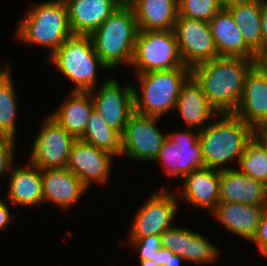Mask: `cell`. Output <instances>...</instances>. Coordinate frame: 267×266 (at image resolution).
<instances>
[{
  "label": "cell",
  "instance_id": "cell-20",
  "mask_svg": "<svg viewBox=\"0 0 267 266\" xmlns=\"http://www.w3.org/2000/svg\"><path fill=\"white\" fill-rule=\"evenodd\" d=\"M233 114L254 130L267 122V74L257 63L246 74L243 94Z\"/></svg>",
  "mask_w": 267,
  "mask_h": 266
},
{
  "label": "cell",
  "instance_id": "cell-5",
  "mask_svg": "<svg viewBox=\"0 0 267 266\" xmlns=\"http://www.w3.org/2000/svg\"><path fill=\"white\" fill-rule=\"evenodd\" d=\"M190 76L191 68L135 74L138 85L132 81L134 111L163 119L162 116L175 111L181 87Z\"/></svg>",
  "mask_w": 267,
  "mask_h": 266
},
{
  "label": "cell",
  "instance_id": "cell-12",
  "mask_svg": "<svg viewBox=\"0 0 267 266\" xmlns=\"http://www.w3.org/2000/svg\"><path fill=\"white\" fill-rule=\"evenodd\" d=\"M116 78L108 76L103 84L89 92L94 109L108 126L122 134L128 118L134 112L133 86L132 81L121 86Z\"/></svg>",
  "mask_w": 267,
  "mask_h": 266
},
{
  "label": "cell",
  "instance_id": "cell-14",
  "mask_svg": "<svg viewBox=\"0 0 267 266\" xmlns=\"http://www.w3.org/2000/svg\"><path fill=\"white\" fill-rule=\"evenodd\" d=\"M160 237L162 248L170 249L189 264L207 266L218 263V259L222 257V250L220 251L216 243L201 232L193 231L188 227L175 224L172 228L165 230Z\"/></svg>",
  "mask_w": 267,
  "mask_h": 266
},
{
  "label": "cell",
  "instance_id": "cell-38",
  "mask_svg": "<svg viewBox=\"0 0 267 266\" xmlns=\"http://www.w3.org/2000/svg\"><path fill=\"white\" fill-rule=\"evenodd\" d=\"M254 136L267 147V122L261 123L254 130Z\"/></svg>",
  "mask_w": 267,
  "mask_h": 266
},
{
  "label": "cell",
  "instance_id": "cell-15",
  "mask_svg": "<svg viewBox=\"0 0 267 266\" xmlns=\"http://www.w3.org/2000/svg\"><path fill=\"white\" fill-rule=\"evenodd\" d=\"M114 158L116 159L102 149L76 140L71 146L66 168L90 189L95 184L99 186L107 184L111 177Z\"/></svg>",
  "mask_w": 267,
  "mask_h": 266
},
{
  "label": "cell",
  "instance_id": "cell-10",
  "mask_svg": "<svg viewBox=\"0 0 267 266\" xmlns=\"http://www.w3.org/2000/svg\"><path fill=\"white\" fill-rule=\"evenodd\" d=\"M161 118L135 111L128 118L121 134V156L133 162L153 163L167 138L159 127Z\"/></svg>",
  "mask_w": 267,
  "mask_h": 266
},
{
  "label": "cell",
  "instance_id": "cell-3",
  "mask_svg": "<svg viewBox=\"0 0 267 266\" xmlns=\"http://www.w3.org/2000/svg\"><path fill=\"white\" fill-rule=\"evenodd\" d=\"M216 120V121H215ZM200 130L199 141L205 167L218 170L234 168L254 136V129L233 113L218 114ZM229 165V166H228Z\"/></svg>",
  "mask_w": 267,
  "mask_h": 266
},
{
  "label": "cell",
  "instance_id": "cell-1",
  "mask_svg": "<svg viewBox=\"0 0 267 266\" xmlns=\"http://www.w3.org/2000/svg\"><path fill=\"white\" fill-rule=\"evenodd\" d=\"M255 64L256 59L218 57L194 66L191 75L218 114L234 113L243 94L246 74Z\"/></svg>",
  "mask_w": 267,
  "mask_h": 266
},
{
  "label": "cell",
  "instance_id": "cell-13",
  "mask_svg": "<svg viewBox=\"0 0 267 266\" xmlns=\"http://www.w3.org/2000/svg\"><path fill=\"white\" fill-rule=\"evenodd\" d=\"M174 33L185 66H194L220 57L209 22L178 17Z\"/></svg>",
  "mask_w": 267,
  "mask_h": 266
},
{
  "label": "cell",
  "instance_id": "cell-4",
  "mask_svg": "<svg viewBox=\"0 0 267 266\" xmlns=\"http://www.w3.org/2000/svg\"><path fill=\"white\" fill-rule=\"evenodd\" d=\"M139 32L128 3H122L90 36L95 52L109 71L130 68ZM123 65V66H122Z\"/></svg>",
  "mask_w": 267,
  "mask_h": 266
},
{
  "label": "cell",
  "instance_id": "cell-21",
  "mask_svg": "<svg viewBox=\"0 0 267 266\" xmlns=\"http://www.w3.org/2000/svg\"><path fill=\"white\" fill-rule=\"evenodd\" d=\"M185 128L202 130L218 115L209 104L201 85L191 75L182 85L175 107Z\"/></svg>",
  "mask_w": 267,
  "mask_h": 266
},
{
  "label": "cell",
  "instance_id": "cell-33",
  "mask_svg": "<svg viewBox=\"0 0 267 266\" xmlns=\"http://www.w3.org/2000/svg\"><path fill=\"white\" fill-rule=\"evenodd\" d=\"M16 144V140L12 138L0 137V179L3 178L2 176L5 177V174L7 176L12 165L16 163L14 161L16 159L15 153H17Z\"/></svg>",
  "mask_w": 267,
  "mask_h": 266
},
{
  "label": "cell",
  "instance_id": "cell-40",
  "mask_svg": "<svg viewBox=\"0 0 267 266\" xmlns=\"http://www.w3.org/2000/svg\"><path fill=\"white\" fill-rule=\"evenodd\" d=\"M225 2L267 4V0H225Z\"/></svg>",
  "mask_w": 267,
  "mask_h": 266
},
{
  "label": "cell",
  "instance_id": "cell-28",
  "mask_svg": "<svg viewBox=\"0 0 267 266\" xmlns=\"http://www.w3.org/2000/svg\"><path fill=\"white\" fill-rule=\"evenodd\" d=\"M264 4L224 2L245 43L256 53L261 48V9Z\"/></svg>",
  "mask_w": 267,
  "mask_h": 266
},
{
  "label": "cell",
  "instance_id": "cell-27",
  "mask_svg": "<svg viewBox=\"0 0 267 266\" xmlns=\"http://www.w3.org/2000/svg\"><path fill=\"white\" fill-rule=\"evenodd\" d=\"M13 65L0 62V137L17 140V119L19 116V95L13 85ZM16 138V139H15Z\"/></svg>",
  "mask_w": 267,
  "mask_h": 266
},
{
  "label": "cell",
  "instance_id": "cell-39",
  "mask_svg": "<svg viewBox=\"0 0 267 266\" xmlns=\"http://www.w3.org/2000/svg\"><path fill=\"white\" fill-rule=\"evenodd\" d=\"M256 63L267 74V54L261 55Z\"/></svg>",
  "mask_w": 267,
  "mask_h": 266
},
{
  "label": "cell",
  "instance_id": "cell-24",
  "mask_svg": "<svg viewBox=\"0 0 267 266\" xmlns=\"http://www.w3.org/2000/svg\"><path fill=\"white\" fill-rule=\"evenodd\" d=\"M209 25L220 57L256 59L255 52L245 43L240 27L225 6L209 21Z\"/></svg>",
  "mask_w": 267,
  "mask_h": 266
},
{
  "label": "cell",
  "instance_id": "cell-41",
  "mask_svg": "<svg viewBox=\"0 0 267 266\" xmlns=\"http://www.w3.org/2000/svg\"><path fill=\"white\" fill-rule=\"evenodd\" d=\"M140 266H158L154 261L139 259Z\"/></svg>",
  "mask_w": 267,
  "mask_h": 266
},
{
  "label": "cell",
  "instance_id": "cell-23",
  "mask_svg": "<svg viewBox=\"0 0 267 266\" xmlns=\"http://www.w3.org/2000/svg\"><path fill=\"white\" fill-rule=\"evenodd\" d=\"M264 208L265 206L242 203H218L210 215L219 225H223L226 231L248 242L257 233Z\"/></svg>",
  "mask_w": 267,
  "mask_h": 266
},
{
  "label": "cell",
  "instance_id": "cell-22",
  "mask_svg": "<svg viewBox=\"0 0 267 266\" xmlns=\"http://www.w3.org/2000/svg\"><path fill=\"white\" fill-rule=\"evenodd\" d=\"M73 35H91L122 4L120 0H64Z\"/></svg>",
  "mask_w": 267,
  "mask_h": 266
},
{
  "label": "cell",
  "instance_id": "cell-37",
  "mask_svg": "<svg viewBox=\"0 0 267 266\" xmlns=\"http://www.w3.org/2000/svg\"><path fill=\"white\" fill-rule=\"evenodd\" d=\"M261 32H262L261 48L255 53L256 60L261 55L267 54V4H264L261 9Z\"/></svg>",
  "mask_w": 267,
  "mask_h": 266
},
{
  "label": "cell",
  "instance_id": "cell-6",
  "mask_svg": "<svg viewBox=\"0 0 267 266\" xmlns=\"http://www.w3.org/2000/svg\"><path fill=\"white\" fill-rule=\"evenodd\" d=\"M47 62L73 84L72 91H90L107 80H97L98 70L107 72L109 68L96 54L90 35H72L47 59Z\"/></svg>",
  "mask_w": 267,
  "mask_h": 266
},
{
  "label": "cell",
  "instance_id": "cell-2",
  "mask_svg": "<svg viewBox=\"0 0 267 266\" xmlns=\"http://www.w3.org/2000/svg\"><path fill=\"white\" fill-rule=\"evenodd\" d=\"M14 39L24 45L47 48L48 59L73 35L64 0L32 3L16 24Z\"/></svg>",
  "mask_w": 267,
  "mask_h": 266
},
{
  "label": "cell",
  "instance_id": "cell-36",
  "mask_svg": "<svg viewBox=\"0 0 267 266\" xmlns=\"http://www.w3.org/2000/svg\"><path fill=\"white\" fill-rule=\"evenodd\" d=\"M10 205L11 204L5 198H0V232L3 231L5 228L9 227L8 225L12 224V221L13 223L15 222L14 217H18L17 214H11L10 209H12L13 207H10Z\"/></svg>",
  "mask_w": 267,
  "mask_h": 266
},
{
  "label": "cell",
  "instance_id": "cell-17",
  "mask_svg": "<svg viewBox=\"0 0 267 266\" xmlns=\"http://www.w3.org/2000/svg\"><path fill=\"white\" fill-rule=\"evenodd\" d=\"M44 204L51 203L68 213L89 189L67 168L41 170Z\"/></svg>",
  "mask_w": 267,
  "mask_h": 266
},
{
  "label": "cell",
  "instance_id": "cell-34",
  "mask_svg": "<svg viewBox=\"0 0 267 266\" xmlns=\"http://www.w3.org/2000/svg\"><path fill=\"white\" fill-rule=\"evenodd\" d=\"M250 242L255 244L258 253L267 259V205L262 212L257 233Z\"/></svg>",
  "mask_w": 267,
  "mask_h": 266
},
{
  "label": "cell",
  "instance_id": "cell-35",
  "mask_svg": "<svg viewBox=\"0 0 267 266\" xmlns=\"http://www.w3.org/2000/svg\"><path fill=\"white\" fill-rule=\"evenodd\" d=\"M154 262L158 266H182L186 261L178 254H174L170 249L161 247L158 249V254H156Z\"/></svg>",
  "mask_w": 267,
  "mask_h": 266
},
{
  "label": "cell",
  "instance_id": "cell-31",
  "mask_svg": "<svg viewBox=\"0 0 267 266\" xmlns=\"http://www.w3.org/2000/svg\"><path fill=\"white\" fill-rule=\"evenodd\" d=\"M225 0H178V17L209 22Z\"/></svg>",
  "mask_w": 267,
  "mask_h": 266
},
{
  "label": "cell",
  "instance_id": "cell-26",
  "mask_svg": "<svg viewBox=\"0 0 267 266\" xmlns=\"http://www.w3.org/2000/svg\"><path fill=\"white\" fill-rule=\"evenodd\" d=\"M142 31L173 30L178 18V0H131L128 3Z\"/></svg>",
  "mask_w": 267,
  "mask_h": 266
},
{
  "label": "cell",
  "instance_id": "cell-11",
  "mask_svg": "<svg viewBox=\"0 0 267 266\" xmlns=\"http://www.w3.org/2000/svg\"><path fill=\"white\" fill-rule=\"evenodd\" d=\"M31 142L28 161L39 169L66 168L70 149L76 139L49 114Z\"/></svg>",
  "mask_w": 267,
  "mask_h": 266
},
{
  "label": "cell",
  "instance_id": "cell-29",
  "mask_svg": "<svg viewBox=\"0 0 267 266\" xmlns=\"http://www.w3.org/2000/svg\"><path fill=\"white\" fill-rule=\"evenodd\" d=\"M113 156H121V134L107 125L100 114L93 109L87 122L85 132L79 139Z\"/></svg>",
  "mask_w": 267,
  "mask_h": 266
},
{
  "label": "cell",
  "instance_id": "cell-16",
  "mask_svg": "<svg viewBox=\"0 0 267 266\" xmlns=\"http://www.w3.org/2000/svg\"><path fill=\"white\" fill-rule=\"evenodd\" d=\"M174 189L179 202L212 212L219 203L220 170L214 168H201L186 175ZM178 191V192H177ZM182 199V200H180Z\"/></svg>",
  "mask_w": 267,
  "mask_h": 266
},
{
  "label": "cell",
  "instance_id": "cell-25",
  "mask_svg": "<svg viewBox=\"0 0 267 266\" xmlns=\"http://www.w3.org/2000/svg\"><path fill=\"white\" fill-rule=\"evenodd\" d=\"M70 91L63 102L48 113L63 129L79 140L85 132L94 105L89 91Z\"/></svg>",
  "mask_w": 267,
  "mask_h": 266
},
{
  "label": "cell",
  "instance_id": "cell-18",
  "mask_svg": "<svg viewBox=\"0 0 267 266\" xmlns=\"http://www.w3.org/2000/svg\"><path fill=\"white\" fill-rule=\"evenodd\" d=\"M26 163L19 166L15 163L12 165L7 174L8 188L4 197L6 196L5 199L11 206L38 208L44 204L41 169L29 161Z\"/></svg>",
  "mask_w": 267,
  "mask_h": 266
},
{
  "label": "cell",
  "instance_id": "cell-30",
  "mask_svg": "<svg viewBox=\"0 0 267 266\" xmlns=\"http://www.w3.org/2000/svg\"><path fill=\"white\" fill-rule=\"evenodd\" d=\"M237 166L244 174L267 185V147L255 136L246 144Z\"/></svg>",
  "mask_w": 267,
  "mask_h": 266
},
{
  "label": "cell",
  "instance_id": "cell-32",
  "mask_svg": "<svg viewBox=\"0 0 267 266\" xmlns=\"http://www.w3.org/2000/svg\"><path fill=\"white\" fill-rule=\"evenodd\" d=\"M121 240L118 242L117 246L124 248L127 243L133 252H138V259L155 261L156 254H158V249L161 248V237L157 235L141 237L136 240ZM133 249V250H132Z\"/></svg>",
  "mask_w": 267,
  "mask_h": 266
},
{
  "label": "cell",
  "instance_id": "cell-19",
  "mask_svg": "<svg viewBox=\"0 0 267 266\" xmlns=\"http://www.w3.org/2000/svg\"><path fill=\"white\" fill-rule=\"evenodd\" d=\"M219 203L267 205V185L234 168L220 170Z\"/></svg>",
  "mask_w": 267,
  "mask_h": 266
},
{
  "label": "cell",
  "instance_id": "cell-7",
  "mask_svg": "<svg viewBox=\"0 0 267 266\" xmlns=\"http://www.w3.org/2000/svg\"><path fill=\"white\" fill-rule=\"evenodd\" d=\"M135 74L189 68L180 55L174 30H139L130 65Z\"/></svg>",
  "mask_w": 267,
  "mask_h": 266
},
{
  "label": "cell",
  "instance_id": "cell-42",
  "mask_svg": "<svg viewBox=\"0 0 267 266\" xmlns=\"http://www.w3.org/2000/svg\"><path fill=\"white\" fill-rule=\"evenodd\" d=\"M122 3H129L131 0H120Z\"/></svg>",
  "mask_w": 267,
  "mask_h": 266
},
{
  "label": "cell",
  "instance_id": "cell-9",
  "mask_svg": "<svg viewBox=\"0 0 267 266\" xmlns=\"http://www.w3.org/2000/svg\"><path fill=\"white\" fill-rule=\"evenodd\" d=\"M147 199V200H146ZM136 210L131 220L130 232L125 240H136L141 237L160 236L165 230L174 226L179 199L174 189L165 186L153 192ZM179 206V207H178Z\"/></svg>",
  "mask_w": 267,
  "mask_h": 266
},
{
  "label": "cell",
  "instance_id": "cell-8",
  "mask_svg": "<svg viewBox=\"0 0 267 266\" xmlns=\"http://www.w3.org/2000/svg\"><path fill=\"white\" fill-rule=\"evenodd\" d=\"M184 129L167 132V138L153 161L154 164L160 163L168 179L171 181L175 177L177 183L192 171L205 168L200 131Z\"/></svg>",
  "mask_w": 267,
  "mask_h": 266
}]
</instances>
